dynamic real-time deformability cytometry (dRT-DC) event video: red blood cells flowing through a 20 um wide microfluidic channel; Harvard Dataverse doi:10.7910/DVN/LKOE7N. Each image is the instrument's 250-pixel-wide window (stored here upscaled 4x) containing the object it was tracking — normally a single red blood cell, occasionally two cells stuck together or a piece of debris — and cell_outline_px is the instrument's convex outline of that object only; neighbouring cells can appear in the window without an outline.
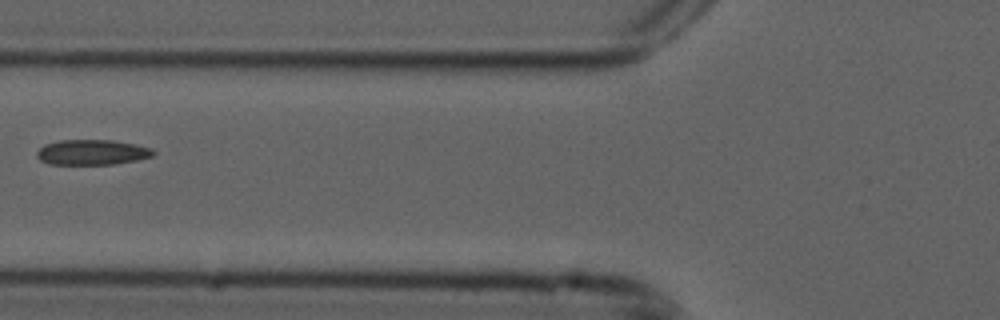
{"species": "common noctule bat (a hibernating species)", "species_latin": "Nyctalus noctula", "temperature_condition": "cold", "stored_images_in_passage": 7, "camera_frame_rate_fps": 3000, "um_per_image_px": 0.085, "animal": {"sex": "male", "forearm_length_mm": 52.5}, "frame": {"image": 1, "passage_image": 5, "time_ms": 1.333, "image_size_px": [1000, 320], "cell_outline_px": [[156, 156], [116, 164], [48, 164], [40, 160], [36, 156], [36, 152], [44, 144], [60, 140], [112, 140], [136, 144], [152, 148], [156, 152]], "centroid_in_image_um": [7.85, 12.94], "position_along_channel_um": 117.9, "area_um2": 17.34}}
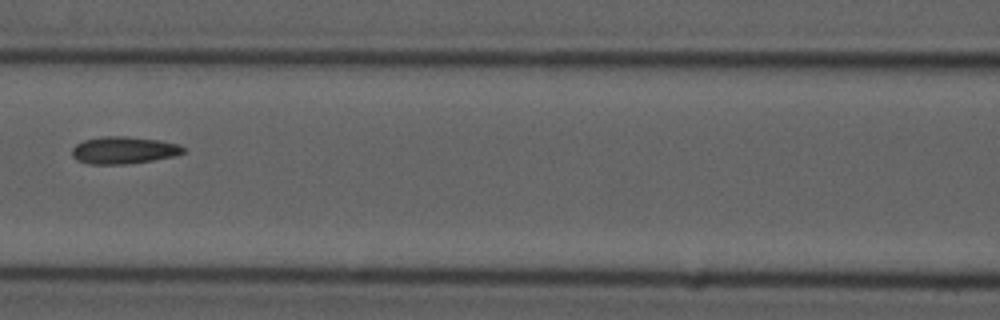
{"frame": {"image": 2, "passage_image": 6, "time_ms": 1.667, "image_size_px": [1000, 320], "cell_outline_px": [[184, 152], [172, 156], [152, 160], [124, 164], [88, 164], [76, 160], [72, 156], [72, 148], [76, 144], [84, 140], [100, 136], [124, 136], [160, 140], [180, 144], [184, 148]], "centroid_in_image_um": [10.47, 12.76], "position_along_channel_um": 156.1, "area_um2": 17.63}}
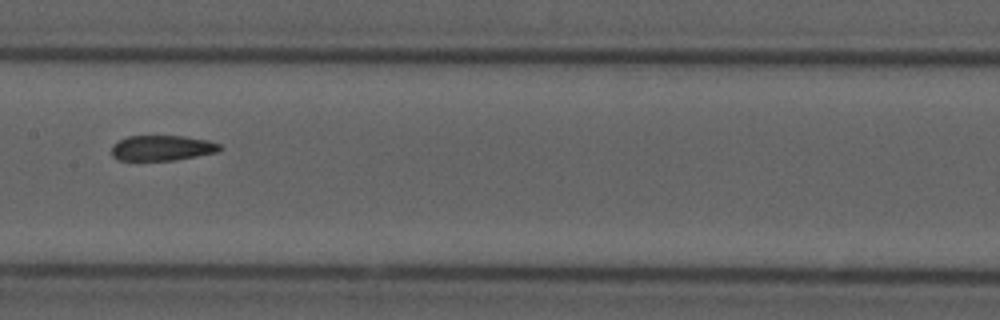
{"frame": {"image": 3, "passage_image": 7, "time_ms": 2.0, "image_size_px": [1000, 320], "cell_outline_px": [[224, 148], [220, 152], [176, 160], [116, 160], [112, 156], [112, 144], [128, 136], [184, 136], [208, 140], [220, 144]], "centroid_in_image_um": [13.82, 12.58], "position_along_channel_um": 193.6, "area_um2": 16.18}}